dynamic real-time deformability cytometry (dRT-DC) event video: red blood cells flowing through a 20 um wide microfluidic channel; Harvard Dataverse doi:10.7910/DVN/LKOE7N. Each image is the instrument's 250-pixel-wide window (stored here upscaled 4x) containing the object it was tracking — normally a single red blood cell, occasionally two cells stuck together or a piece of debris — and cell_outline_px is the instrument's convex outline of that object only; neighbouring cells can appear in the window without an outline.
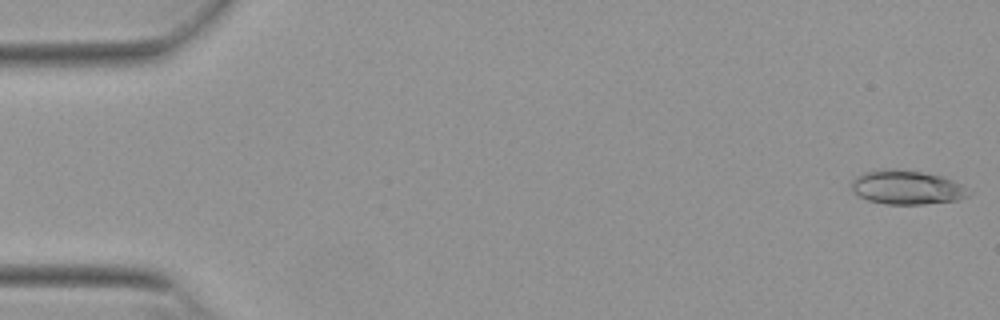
{"species": "Egyptian fruit bat (a non-hibernating species)", "species_latin": "Rousettus aegyptiacus", "temperature_condition": "warm", "stored_images_in_passage": 52, "camera_frame_rate_fps": 3000, "um_per_image_px": 0.085, "animal": {"sex": "female"}, "frame": {"image": 1, "passage_image": 1, "time_ms": 0.0, "image_size_px": [1000, 320], "cell_outline_px": [[968, 196], [956, 200], [924, 204], [884, 204], [868, 200], [860, 196], [848, 184], [856, 176], [864, 172], [880, 168], [892, 168], [920, 172], [940, 176], [952, 180], [960, 184], [964, 188]], "centroid_in_image_um": [76.99, 15.91], "position_along_channel_um": 8.0, "area_um2": 23.0}}
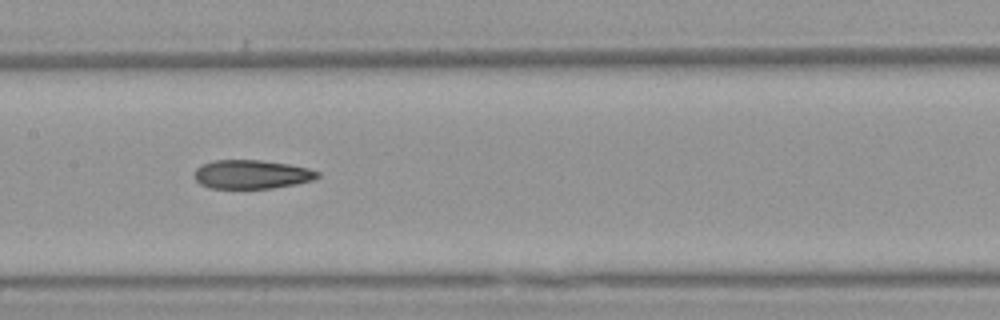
{"frame": {"image": 2, "passage_image": 26, "time_ms": 8.333, "image_size_px": [1000, 320], "cell_outline_px": [[320, 176], [312, 180], [296, 184], [272, 188], [208, 188], [200, 184], [192, 176], [196, 168], [212, 160], [260, 160], [288, 164], [308, 168], [320, 172]], "centroid_in_image_um": [21.37, 14.82], "position_along_channel_um": 186.0, "area_um2": 20.75}}
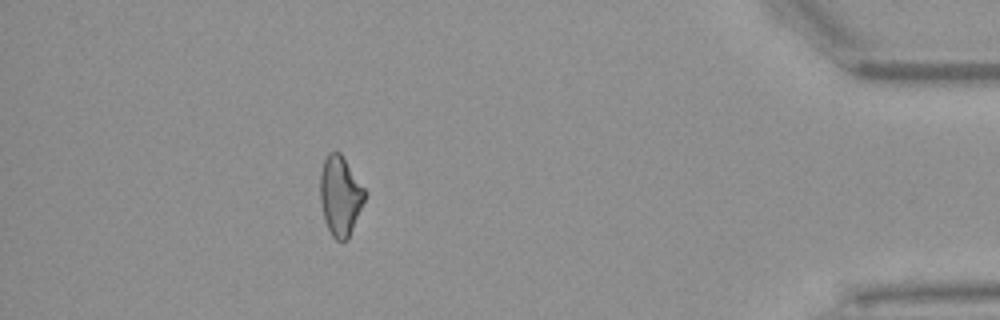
{"frame": {"image": 3, "passage_image": 47, "time_ms": 15.333, "image_size_px": [1000, 320], "cell_outline_px": [[368, 192], [348, 240], [336, 240], [332, 236], [324, 220], [320, 200], [320, 172], [324, 160], [328, 152], [340, 152]], "centroid_in_image_um": [28.93, 16.63], "position_along_channel_um": 406.3, "area_um2": 20.87}, "authors_computed_cell_mechanics": {"area_um2": 21.6461, "velocity_mm_per_s": 3.8751, "shape_relaxation_time_tau1_ms": null, "shape_relaxation_time_tau2_ms": 5.9308, "deformation_change_tau1": null, "deformation_change_tau2": 0.1387}}